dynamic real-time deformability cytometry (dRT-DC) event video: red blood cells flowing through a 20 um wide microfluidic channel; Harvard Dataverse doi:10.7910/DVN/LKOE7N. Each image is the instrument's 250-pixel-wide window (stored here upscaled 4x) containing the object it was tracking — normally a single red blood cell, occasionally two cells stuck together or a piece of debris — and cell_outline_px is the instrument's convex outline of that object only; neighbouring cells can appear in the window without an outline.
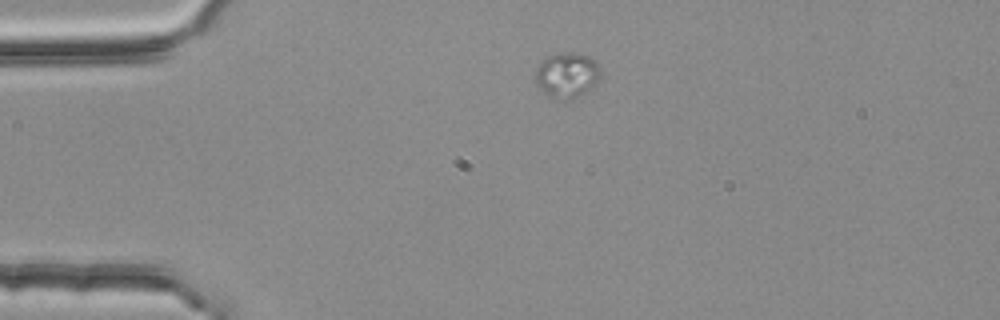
{"species": "common noctule bat (a hibernating species)", "species_latin": "Nyctalus noctula", "temperature_condition": "room temperature", "stored_images_in_passage": 1, "camera_frame_rate_fps": 3000, "um_per_image_px": 0.085, "animal": {"sex": "female", "body_mass_g": 25.1}, "frame": {"image": 1, "passage_image": 1, "time_ms": 0.0, "image_size_px": [1000, 320], "cell_outline_px": [[600, 76], [596, 84], [592, 88], [576, 96], [564, 100], [552, 96], [544, 92], [536, 84], [536, 68], [548, 56], [560, 52], [572, 52], [588, 56], [596, 60], [600, 68]], "centroid_in_image_um": [48.22, 6.35], "position_along_channel_um": 36.8, "area_um2": 16.94}}